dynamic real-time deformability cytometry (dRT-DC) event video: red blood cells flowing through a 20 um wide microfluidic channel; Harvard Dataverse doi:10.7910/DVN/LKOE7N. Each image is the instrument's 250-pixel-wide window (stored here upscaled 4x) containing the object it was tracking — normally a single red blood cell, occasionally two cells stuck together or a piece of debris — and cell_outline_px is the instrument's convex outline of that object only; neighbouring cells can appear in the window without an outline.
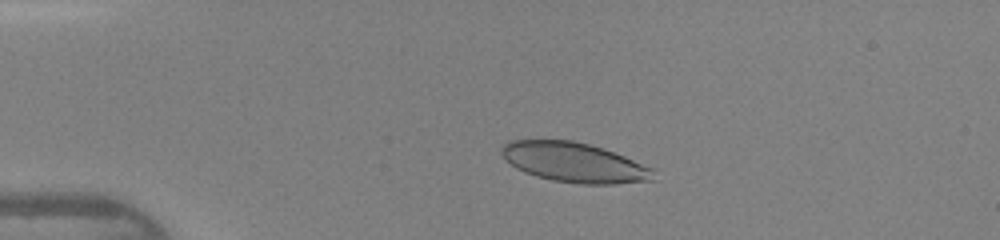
{"species": "human", "species_latin": "Homo sapiens", "temperature_condition": "warm", "stored_images_in_passage": 37, "camera_frame_rate_fps": 3000, "um_per_image_px": 0.085, "donor": {"sex": "female"}, "frame": {"image": 1, "passage_image": 1, "time_ms": 0.0, "image_size_px": [1000, 240], "cell_outline_px": [[656, 180], [616, 184], [580, 184], [552, 180], [536, 176], [524, 172], [516, 168], [500, 152], [500, 148], [508, 140], [572, 140], [604, 148], [656, 168]], "centroid_in_image_um": [48.89, 13.81], "position_along_channel_um": 36.1, "area_um2": 35.55}}
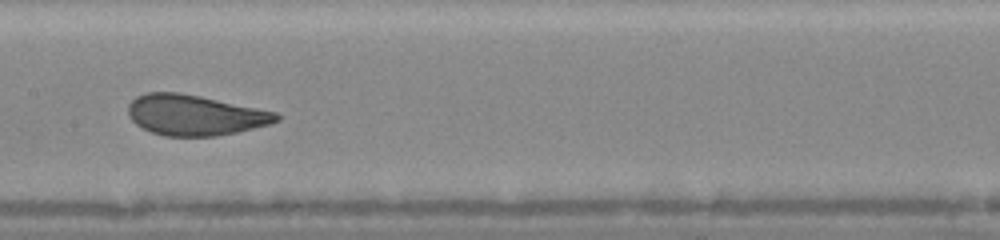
{"frame": {"image": 2, "passage_image": 15, "time_ms": 4.667, "image_size_px": [1000, 240], "cell_outline_px": [[280, 120], [268, 124], [236, 132], [216, 136], [164, 136], [152, 132], [136, 124], [128, 116], [128, 104], [136, 96], [144, 92], [180, 92], [200, 96], [276, 112], [280, 116]], "centroid_in_image_um": [16.52, 9.77], "position_along_channel_um": 190.9, "area_um2": 34.85}}
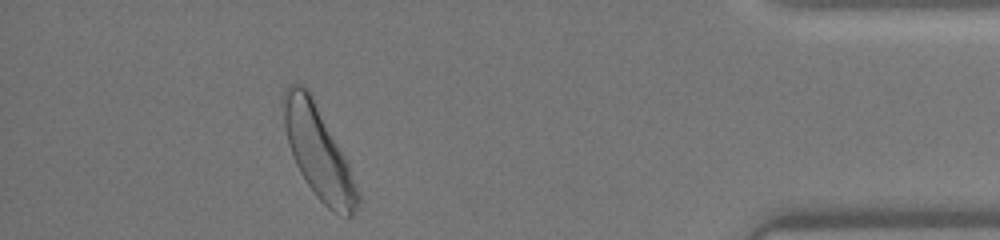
{"frame": {"image": 3, "passage_image": 33, "time_ms": 10.667, "image_size_px": [1000, 240], "cell_outline_px": [[360, 204], [356, 212], [348, 220], [332, 212], [316, 196], [300, 172], [292, 156], [288, 144], [284, 124], [280, 100], [284, 88], [288, 84], [300, 84], [308, 88], [340, 148], [348, 164], [360, 196]], "centroid_in_image_um": [27.03, 12.94], "position_along_channel_um": 408.2, "area_um2": 39.88}, "authors_computed_cell_mechanics": {"area_um2": 35.8938, "velocity_mm_per_s": 4.3404, "shape_relaxation_time_tau1_ms": 2.5097, "shape_relaxation_time_tau2_ms": null, "deformation_change_tau1": 0.1202, "deformation_change_tau2": null}}